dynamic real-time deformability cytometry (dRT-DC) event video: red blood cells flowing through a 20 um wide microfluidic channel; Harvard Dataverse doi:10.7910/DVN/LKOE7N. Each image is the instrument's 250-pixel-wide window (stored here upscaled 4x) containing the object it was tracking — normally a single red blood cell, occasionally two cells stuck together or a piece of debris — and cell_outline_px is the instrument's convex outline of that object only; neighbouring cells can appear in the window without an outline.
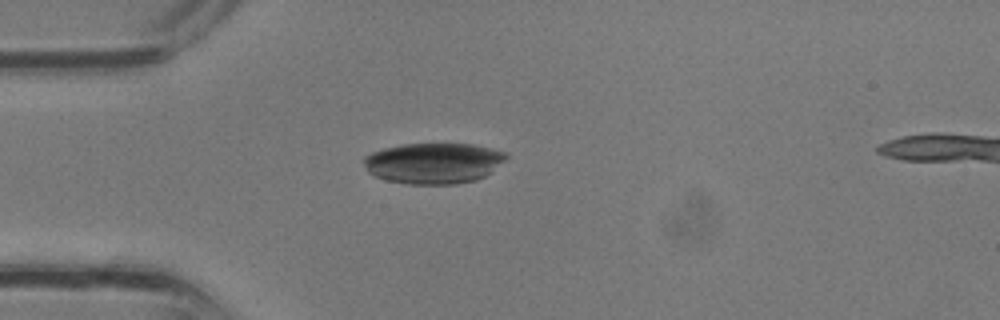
{"species": "common noctule bat (a hibernating species)", "species_latin": "Nyctalus noctula", "temperature_condition": "room temperature", "stored_images_in_passage": 29, "camera_frame_rate_fps": 3000, "um_per_image_px": 0.085, "animal": {"sex": "male", "body_mass_g": 13.3}, "frame": {"image": 1, "passage_image": 4, "time_ms": 1.0, "image_size_px": [1000, 320], "cell_outline_px": [[508, 156], [504, 160], [484, 176], [476, 180], [456, 184], [408, 184], [384, 180], [368, 172], [364, 164], [364, 156], [372, 152], [384, 148], [404, 144], [472, 144], [504, 152]], "centroid_in_image_um": [36.8, 13.87], "position_along_channel_um": 48.2, "area_um2": 33.58}}
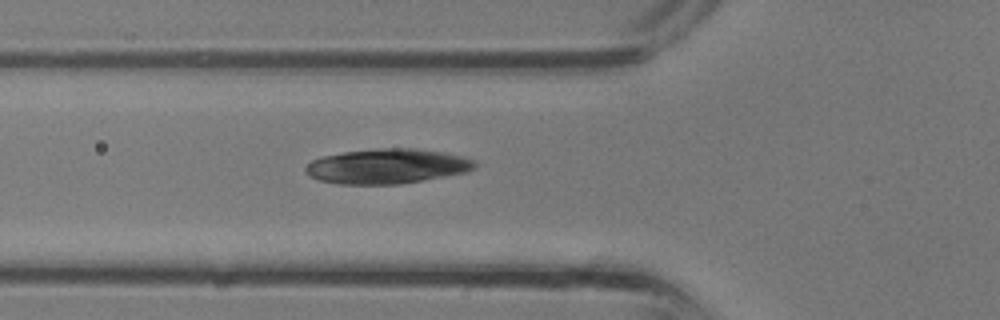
{"frame": {"image": 2, "passage_image": 7, "time_ms": 2.0, "image_size_px": [1000, 320], "cell_outline_px": [[476, 168], [468, 172], [396, 184], [336, 184], [320, 180], [308, 176], [304, 172], [304, 168], [312, 160], [320, 156], [344, 152], [376, 148], [412, 148], [440, 152], [460, 156], [472, 160], [476, 164]], "centroid_in_image_um": [32.83, 14.13], "position_along_channel_um": 93.0, "area_um2": 34.22}}
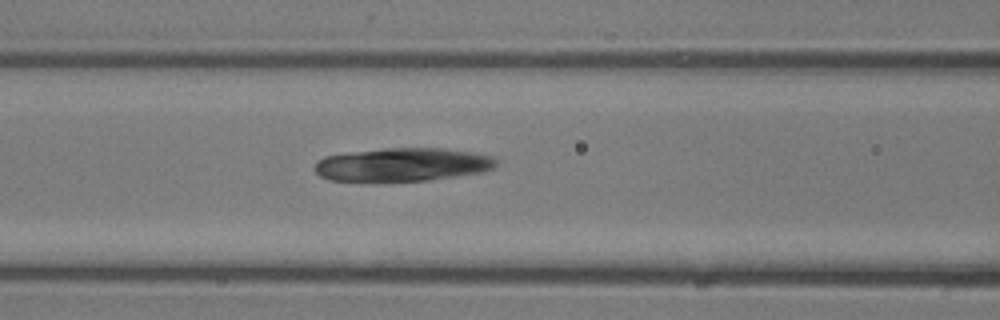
{"frame": {"image": 3, "passage_image": 9, "time_ms": 2.667, "image_size_px": [1000, 320], "cell_outline_px": [[496, 164], [492, 168], [484, 172], [428, 180], [328, 180], [320, 176], [312, 168], [316, 160], [324, 156], [352, 152], [388, 148], [440, 148], [472, 152], [492, 156], [496, 160]], "centroid_in_image_um": [34.19, 13.98], "position_along_channel_um": 132.4, "area_um2": 34.97}}